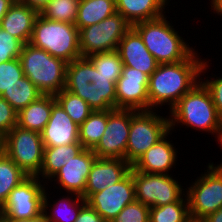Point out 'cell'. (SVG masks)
Instances as JSON below:
<instances>
[{
	"instance_id": "74e56055",
	"label": "cell",
	"mask_w": 222,
	"mask_h": 222,
	"mask_svg": "<svg viewBox=\"0 0 222 222\" xmlns=\"http://www.w3.org/2000/svg\"><path fill=\"white\" fill-rule=\"evenodd\" d=\"M200 80L208 89L217 113L222 120V77L210 78V80L207 78L205 81Z\"/></svg>"
},
{
	"instance_id": "30bf717a",
	"label": "cell",
	"mask_w": 222,
	"mask_h": 222,
	"mask_svg": "<svg viewBox=\"0 0 222 222\" xmlns=\"http://www.w3.org/2000/svg\"><path fill=\"white\" fill-rule=\"evenodd\" d=\"M132 26L118 12L98 24L81 28L79 42L81 57L117 50L120 40Z\"/></svg>"
},
{
	"instance_id": "5b68a950",
	"label": "cell",
	"mask_w": 222,
	"mask_h": 222,
	"mask_svg": "<svg viewBox=\"0 0 222 222\" xmlns=\"http://www.w3.org/2000/svg\"><path fill=\"white\" fill-rule=\"evenodd\" d=\"M24 76L43 95H56L65 89L67 62L30 43L24 44L19 56Z\"/></svg>"
},
{
	"instance_id": "2e32d148",
	"label": "cell",
	"mask_w": 222,
	"mask_h": 222,
	"mask_svg": "<svg viewBox=\"0 0 222 222\" xmlns=\"http://www.w3.org/2000/svg\"><path fill=\"white\" fill-rule=\"evenodd\" d=\"M96 158L97 156L92 150L83 148L73 159L61 167L52 177V179H56L52 181L60 184L59 187H62L67 193L82 196L85 193L87 179Z\"/></svg>"
},
{
	"instance_id": "d4e9b609",
	"label": "cell",
	"mask_w": 222,
	"mask_h": 222,
	"mask_svg": "<svg viewBox=\"0 0 222 222\" xmlns=\"http://www.w3.org/2000/svg\"><path fill=\"white\" fill-rule=\"evenodd\" d=\"M48 195V192L45 190L43 212L48 222H75L81 208L86 204V199L84 197L71 193L72 196L70 198L68 193V196H62V198L58 199V202L55 201L53 205H50V202L47 199L49 197ZM49 205L52 206L50 214L47 212L48 207H50Z\"/></svg>"
},
{
	"instance_id": "e0dca14e",
	"label": "cell",
	"mask_w": 222,
	"mask_h": 222,
	"mask_svg": "<svg viewBox=\"0 0 222 222\" xmlns=\"http://www.w3.org/2000/svg\"><path fill=\"white\" fill-rule=\"evenodd\" d=\"M44 147L71 145L79 142V125L65 112L52 95L51 116L41 132Z\"/></svg>"
},
{
	"instance_id": "cb8c5ba5",
	"label": "cell",
	"mask_w": 222,
	"mask_h": 222,
	"mask_svg": "<svg viewBox=\"0 0 222 222\" xmlns=\"http://www.w3.org/2000/svg\"><path fill=\"white\" fill-rule=\"evenodd\" d=\"M83 149L81 143H73L71 145H61L56 147H44L43 162L41 170L37 177H43L47 181H51L52 177L75 157Z\"/></svg>"
},
{
	"instance_id": "603a6c76",
	"label": "cell",
	"mask_w": 222,
	"mask_h": 222,
	"mask_svg": "<svg viewBox=\"0 0 222 222\" xmlns=\"http://www.w3.org/2000/svg\"><path fill=\"white\" fill-rule=\"evenodd\" d=\"M52 95H41L18 113V122L22 128L41 133L50 119Z\"/></svg>"
},
{
	"instance_id": "f6af8a7d",
	"label": "cell",
	"mask_w": 222,
	"mask_h": 222,
	"mask_svg": "<svg viewBox=\"0 0 222 222\" xmlns=\"http://www.w3.org/2000/svg\"><path fill=\"white\" fill-rule=\"evenodd\" d=\"M220 173H221V175H222V163L221 164H219V165H217V166H215L214 164H213V162L211 163Z\"/></svg>"
},
{
	"instance_id": "bcb514c9",
	"label": "cell",
	"mask_w": 222,
	"mask_h": 222,
	"mask_svg": "<svg viewBox=\"0 0 222 222\" xmlns=\"http://www.w3.org/2000/svg\"><path fill=\"white\" fill-rule=\"evenodd\" d=\"M3 152V138L0 136V154Z\"/></svg>"
},
{
	"instance_id": "ab89813d",
	"label": "cell",
	"mask_w": 222,
	"mask_h": 222,
	"mask_svg": "<svg viewBox=\"0 0 222 222\" xmlns=\"http://www.w3.org/2000/svg\"><path fill=\"white\" fill-rule=\"evenodd\" d=\"M16 1L29 6L30 8L36 10L38 13H41V11L46 7V5L51 0H16Z\"/></svg>"
},
{
	"instance_id": "60d3db41",
	"label": "cell",
	"mask_w": 222,
	"mask_h": 222,
	"mask_svg": "<svg viewBox=\"0 0 222 222\" xmlns=\"http://www.w3.org/2000/svg\"><path fill=\"white\" fill-rule=\"evenodd\" d=\"M2 222H48L44 212L37 217L21 220V219H1Z\"/></svg>"
},
{
	"instance_id": "277c9868",
	"label": "cell",
	"mask_w": 222,
	"mask_h": 222,
	"mask_svg": "<svg viewBox=\"0 0 222 222\" xmlns=\"http://www.w3.org/2000/svg\"><path fill=\"white\" fill-rule=\"evenodd\" d=\"M166 18L163 15L136 23L132 27L159 64L178 63L185 60L194 49L190 48Z\"/></svg>"
},
{
	"instance_id": "f546056e",
	"label": "cell",
	"mask_w": 222,
	"mask_h": 222,
	"mask_svg": "<svg viewBox=\"0 0 222 222\" xmlns=\"http://www.w3.org/2000/svg\"><path fill=\"white\" fill-rule=\"evenodd\" d=\"M149 222H192L187 196L184 194L171 204L150 207Z\"/></svg>"
},
{
	"instance_id": "7402d4cb",
	"label": "cell",
	"mask_w": 222,
	"mask_h": 222,
	"mask_svg": "<svg viewBox=\"0 0 222 222\" xmlns=\"http://www.w3.org/2000/svg\"><path fill=\"white\" fill-rule=\"evenodd\" d=\"M169 2L168 0H115L116 12L131 26L163 16Z\"/></svg>"
},
{
	"instance_id": "ac0fdd59",
	"label": "cell",
	"mask_w": 222,
	"mask_h": 222,
	"mask_svg": "<svg viewBox=\"0 0 222 222\" xmlns=\"http://www.w3.org/2000/svg\"><path fill=\"white\" fill-rule=\"evenodd\" d=\"M131 168L132 166L124 159L96 158L91 167L85 193L82 197L87 199L91 194L118 183L130 172Z\"/></svg>"
},
{
	"instance_id": "4316f807",
	"label": "cell",
	"mask_w": 222,
	"mask_h": 222,
	"mask_svg": "<svg viewBox=\"0 0 222 222\" xmlns=\"http://www.w3.org/2000/svg\"><path fill=\"white\" fill-rule=\"evenodd\" d=\"M107 125V110H94L79 126V142L85 149L93 150Z\"/></svg>"
},
{
	"instance_id": "7a4b0ae2",
	"label": "cell",
	"mask_w": 222,
	"mask_h": 222,
	"mask_svg": "<svg viewBox=\"0 0 222 222\" xmlns=\"http://www.w3.org/2000/svg\"><path fill=\"white\" fill-rule=\"evenodd\" d=\"M119 77L102 74L87 57H80L67 63L65 89L82 98L93 110H113Z\"/></svg>"
},
{
	"instance_id": "3957f363",
	"label": "cell",
	"mask_w": 222,
	"mask_h": 222,
	"mask_svg": "<svg viewBox=\"0 0 222 222\" xmlns=\"http://www.w3.org/2000/svg\"><path fill=\"white\" fill-rule=\"evenodd\" d=\"M169 111L170 130L182 123L187 128L202 130L212 135L215 133L218 138L216 141L222 146V120L208 89L201 81L185 93Z\"/></svg>"
},
{
	"instance_id": "8fae6325",
	"label": "cell",
	"mask_w": 222,
	"mask_h": 222,
	"mask_svg": "<svg viewBox=\"0 0 222 222\" xmlns=\"http://www.w3.org/2000/svg\"><path fill=\"white\" fill-rule=\"evenodd\" d=\"M37 176H27L10 193L0 208L1 219L27 220L43 213L45 184Z\"/></svg>"
},
{
	"instance_id": "ffe728a7",
	"label": "cell",
	"mask_w": 222,
	"mask_h": 222,
	"mask_svg": "<svg viewBox=\"0 0 222 222\" xmlns=\"http://www.w3.org/2000/svg\"><path fill=\"white\" fill-rule=\"evenodd\" d=\"M169 134H172L171 130L150 147L132 167L143 173L169 174V170L176 165L175 161H177V151L173 143L166 140Z\"/></svg>"
},
{
	"instance_id": "5bb4252c",
	"label": "cell",
	"mask_w": 222,
	"mask_h": 222,
	"mask_svg": "<svg viewBox=\"0 0 222 222\" xmlns=\"http://www.w3.org/2000/svg\"><path fill=\"white\" fill-rule=\"evenodd\" d=\"M134 201L133 167L121 181L107 186L100 192L91 194L86 199V203L94 208L105 222H111L125 206Z\"/></svg>"
},
{
	"instance_id": "484cf974",
	"label": "cell",
	"mask_w": 222,
	"mask_h": 222,
	"mask_svg": "<svg viewBox=\"0 0 222 222\" xmlns=\"http://www.w3.org/2000/svg\"><path fill=\"white\" fill-rule=\"evenodd\" d=\"M116 13L115 0H80L75 25L78 30L98 24Z\"/></svg>"
},
{
	"instance_id": "f1b7e54d",
	"label": "cell",
	"mask_w": 222,
	"mask_h": 222,
	"mask_svg": "<svg viewBox=\"0 0 222 222\" xmlns=\"http://www.w3.org/2000/svg\"><path fill=\"white\" fill-rule=\"evenodd\" d=\"M26 177L20 167L4 152L0 154V208L6 202L9 193Z\"/></svg>"
},
{
	"instance_id": "6da1fadb",
	"label": "cell",
	"mask_w": 222,
	"mask_h": 222,
	"mask_svg": "<svg viewBox=\"0 0 222 222\" xmlns=\"http://www.w3.org/2000/svg\"><path fill=\"white\" fill-rule=\"evenodd\" d=\"M198 57L194 50L183 61L158 65L149 76V111L158 109L163 104L170 105L171 109L185 93L200 82V75L206 73L209 65Z\"/></svg>"
},
{
	"instance_id": "9c48e42d",
	"label": "cell",
	"mask_w": 222,
	"mask_h": 222,
	"mask_svg": "<svg viewBox=\"0 0 222 222\" xmlns=\"http://www.w3.org/2000/svg\"><path fill=\"white\" fill-rule=\"evenodd\" d=\"M196 180L187 187L185 194L192 222H201L222 207V175L208 163L207 172L202 173Z\"/></svg>"
},
{
	"instance_id": "ba28073f",
	"label": "cell",
	"mask_w": 222,
	"mask_h": 222,
	"mask_svg": "<svg viewBox=\"0 0 222 222\" xmlns=\"http://www.w3.org/2000/svg\"><path fill=\"white\" fill-rule=\"evenodd\" d=\"M154 111H138L131 118L126 148V161L131 166L170 131L169 118Z\"/></svg>"
},
{
	"instance_id": "d590c367",
	"label": "cell",
	"mask_w": 222,
	"mask_h": 222,
	"mask_svg": "<svg viewBox=\"0 0 222 222\" xmlns=\"http://www.w3.org/2000/svg\"><path fill=\"white\" fill-rule=\"evenodd\" d=\"M24 44L0 27V63L19 58Z\"/></svg>"
},
{
	"instance_id": "d6986e66",
	"label": "cell",
	"mask_w": 222,
	"mask_h": 222,
	"mask_svg": "<svg viewBox=\"0 0 222 222\" xmlns=\"http://www.w3.org/2000/svg\"><path fill=\"white\" fill-rule=\"evenodd\" d=\"M117 52L124 66L144 72L150 76L159 63L148 51L139 33L131 27L120 40Z\"/></svg>"
},
{
	"instance_id": "4dcf8cb0",
	"label": "cell",
	"mask_w": 222,
	"mask_h": 222,
	"mask_svg": "<svg viewBox=\"0 0 222 222\" xmlns=\"http://www.w3.org/2000/svg\"><path fill=\"white\" fill-rule=\"evenodd\" d=\"M56 101L77 125H81L94 111L86 101L66 89L55 95Z\"/></svg>"
},
{
	"instance_id": "8992f818",
	"label": "cell",
	"mask_w": 222,
	"mask_h": 222,
	"mask_svg": "<svg viewBox=\"0 0 222 222\" xmlns=\"http://www.w3.org/2000/svg\"><path fill=\"white\" fill-rule=\"evenodd\" d=\"M30 44L67 63L81 57L77 26L47 19L40 13L34 23Z\"/></svg>"
},
{
	"instance_id": "52a82bcc",
	"label": "cell",
	"mask_w": 222,
	"mask_h": 222,
	"mask_svg": "<svg viewBox=\"0 0 222 222\" xmlns=\"http://www.w3.org/2000/svg\"><path fill=\"white\" fill-rule=\"evenodd\" d=\"M44 145L41 133L16 125L3 137V152L27 176H39Z\"/></svg>"
},
{
	"instance_id": "9a60e30c",
	"label": "cell",
	"mask_w": 222,
	"mask_h": 222,
	"mask_svg": "<svg viewBox=\"0 0 222 222\" xmlns=\"http://www.w3.org/2000/svg\"><path fill=\"white\" fill-rule=\"evenodd\" d=\"M149 76L142 71L123 66L116 82V109L149 111Z\"/></svg>"
},
{
	"instance_id": "836d02e7",
	"label": "cell",
	"mask_w": 222,
	"mask_h": 222,
	"mask_svg": "<svg viewBox=\"0 0 222 222\" xmlns=\"http://www.w3.org/2000/svg\"><path fill=\"white\" fill-rule=\"evenodd\" d=\"M24 77L22 65L19 58L0 63V96L13 84Z\"/></svg>"
},
{
	"instance_id": "d6a6232c",
	"label": "cell",
	"mask_w": 222,
	"mask_h": 222,
	"mask_svg": "<svg viewBox=\"0 0 222 222\" xmlns=\"http://www.w3.org/2000/svg\"><path fill=\"white\" fill-rule=\"evenodd\" d=\"M96 68L106 76H121L123 62L117 50L93 54L87 57Z\"/></svg>"
},
{
	"instance_id": "8d00e7d4",
	"label": "cell",
	"mask_w": 222,
	"mask_h": 222,
	"mask_svg": "<svg viewBox=\"0 0 222 222\" xmlns=\"http://www.w3.org/2000/svg\"><path fill=\"white\" fill-rule=\"evenodd\" d=\"M17 122L18 112L0 96V136L3 138Z\"/></svg>"
},
{
	"instance_id": "4fadbf2b",
	"label": "cell",
	"mask_w": 222,
	"mask_h": 222,
	"mask_svg": "<svg viewBox=\"0 0 222 222\" xmlns=\"http://www.w3.org/2000/svg\"><path fill=\"white\" fill-rule=\"evenodd\" d=\"M134 109L107 110L106 129L92 150L97 158L124 159L130 133L131 118L137 113Z\"/></svg>"
},
{
	"instance_id": "44dd1931",
	"label": "cell",
	"mask_w": 222,
	"mask_h": 222,
	"mask_svg": "<svg viewBox=\"0 0 222 222\" xmlns=\"http://www.w3.org/2000/svg\"><path fill=\"white\" fill-rule=\"evenodd\" d=\"M39 13L29 6L15 1L2 18L0 27L23 44L30 43Z\"/></svg>"
},
{
	"instance_id": "b9f144b4",
	"label": "cell",
	"mask_w": 222,
	"mask_h": 222,
	"mask_svg": "<svg viewBox=\"0 0 222 222\" xmlns=\"http://www.w3.org/2000/svg\"><path fill=\"white\" fill-rule=\"evenodd\" d=\"M15 0H0V23Z\"/></svg>"
},
{
	"instance_id": "ee69618b",
	"label": "cell",
	"mask_w": 222,
	"mask_h": 222,
	"mask_svg": "<svg viewBox=\"0 0 222 222\" xmlns=\"http://www.w3.org/2000/svg\"><path fill=\"white\" fill-rule=\"evenodd\" d=\"M210 6L214 11L213 13L216 12L218 15L222 16V0H211Z\"/></svg>"
},
{
	"instance_id": "83f0119b",
	"label": "cell",
	"mask_w": 222,
	"mask_h": 222,
	"mask_svg": "<svg viewBox=\"0 0 222 222\" xmlns=\"http://www.w3.org/2000/svg\"><path fill=\"white\" fill-rule=\"evenodd\" d=\"M43 95L38 88L26 77L6 89L3 97L18 113L30 103Z\"/></svg>"
},
{
	"instance_id": "f35d334b",
	"label": "cell",
	"mask_w": 222,
	"mask_h": 222,
	"mask_svg": "<svg viewBox=\"0 0 222 222\" xmlns=\"http://www.w3.org/2000/svg\"><path fill=\"white\" fill-rule=\"evenodd\" d=\"M75 222H105L103 218L87 203L81 208Z\"/></svg>"
},
{
	"instance_id": "7bdbcfd3",
	"label": "cell",
	"mask_w": 222,
	"mask_h": 222,
	"mask_svg": "<svg viewBox=\"0 0 222 222\" xmlns=\"http://www.w3.org/2000/svg\"><path fill=\"white\" fill-rule=\"evenodd\" d=\"M201 222H222V207L216 212L209 214Z\"/></svg>"
},
{
	"instance_id": "1f68e13d",
	"label": "cell",
	"mask_w": 222,
	"mask_h": 222,
	"mask_svg": "<svg viewBox=\"0 0 222 222\" xmlns=\"http://www.w3.org/2000/svg\"><path fill=\"white\" fill-rule=\"evenodd\" d=\"M80 0H51L41 11L47 19L75 24Z\"/></svg>"
},
{
	"instance_id": "e575fe53",
	"label": "cell",
	"mask_w": 222,
	"mask_h": 222,
	"mask_svg": "<svg viewBox=\"0 0 222 222\" xmlns=\"http://www.w3.org/2000/svg\"><path fill=\"white\" fill-rule=\"evenodd\" d=\"M150 207L134 201L123 208V210L111 222H149Z\"/></svg>"
},
{
	"instance_id": "7c38bea8",
	"label": "cell",
	"mask_w": 222,
	"mask_h": 222,
	"mask_svg": "<svg viewBox=\"0 0 222 222\" xmlns=\"http://www.w3.org/2000/svg\"><path fill=\"white\" fill-rule=\"evenodd\" d=\"M171 174H154L136 171L133 168L135 200L148 207H159L177 202L186 189L182 188Z\"/></svg>"
}]
</instances>
